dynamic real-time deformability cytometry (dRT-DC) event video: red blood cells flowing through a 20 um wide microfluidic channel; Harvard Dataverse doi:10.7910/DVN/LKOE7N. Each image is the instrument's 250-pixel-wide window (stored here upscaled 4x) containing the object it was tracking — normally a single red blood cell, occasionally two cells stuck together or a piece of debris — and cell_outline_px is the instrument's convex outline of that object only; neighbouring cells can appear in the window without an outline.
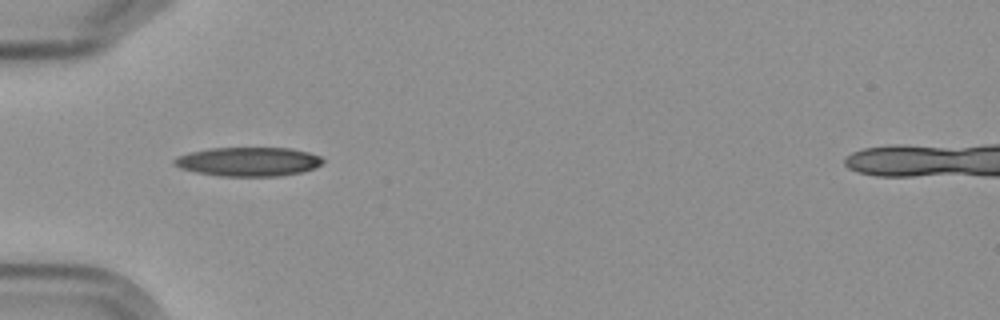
{"species": "Egyptian fruit bat (a non-hibernating species)", "species_latin": "Rousettus aegyptiacus", "temperature_condition": "cold", "stored_images_in_passage": 9, "camera_frame_rate_fps": 3000, "um_per_image_px": 0.085, "frame": {"image": 1, "passage_image": 1, "time_ms": 0.0, "image_size_px": [1000, 320], "cell_outline_px": [[324, 160], [320, 164], [312, 168], [300, 172], [280, 176], [220, 176], [196, 172], [180, 168], [172, 164], [172, 160], [176, 156], [208, 148], [292, 148], [308, 152], [320, 156]], "centroid_in_image_um": [21.07, 13.74], "position_along_channel_um": 63.9, "area_um2": 25.09}}
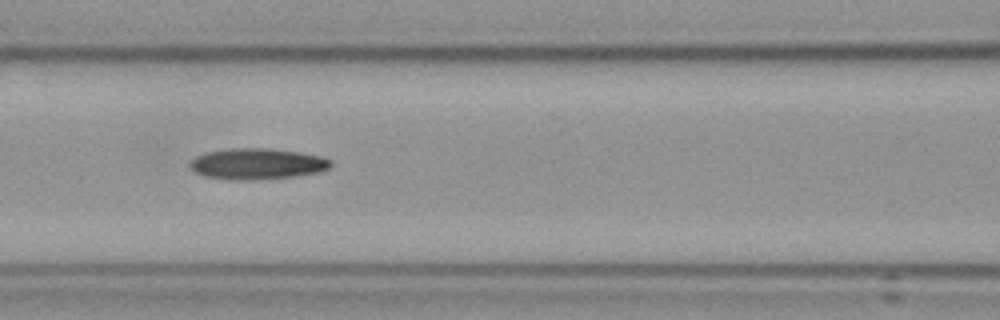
{"frame": {"image": 2, "passage_image": 3, "time_ms": 2.333, "image_size_px": [1000, 320], "cell_outline_px": [[332, 164], [328, 168], [320, 172], [292, 176], [252, 180], [236, 180], [208, 176], [196, 172], [188, 164], [196, 156], [208, 152], [232, 148], [272, 148], [300, 152], [320, 156], [332, 160]], "centroid_in_image_um": [21.9, 13.91], "position_along_channel_um": 144.7, "area_um2": 25.2}}
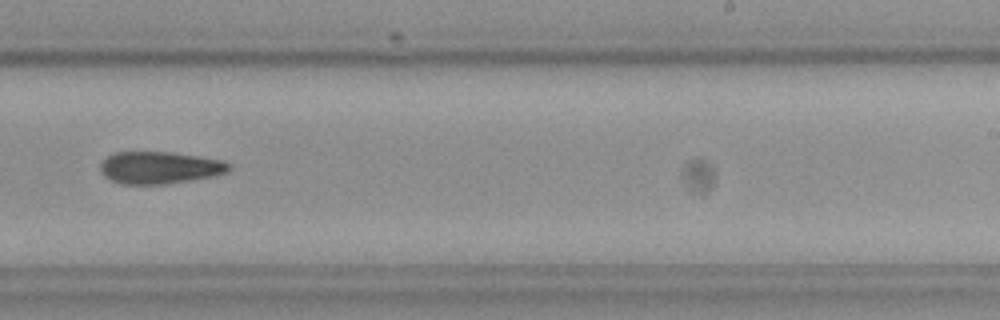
{"frame": {"image": 3, "passage_image": 6, "time_ms": 6.0, "image_size_px": [1000, 320], "cell_outline_px": [[228, 172], [212, 176], [164, 184], [124, 184], [112, 180], [104, 176], [100, 168], [100, 164], [112, 152], [172, 152], [220, 160], [228, 164]], "centroid_in_image_um": [13.51, 14.24], "position_along_channel_um": 275.5, "area_um2": 23.7}}